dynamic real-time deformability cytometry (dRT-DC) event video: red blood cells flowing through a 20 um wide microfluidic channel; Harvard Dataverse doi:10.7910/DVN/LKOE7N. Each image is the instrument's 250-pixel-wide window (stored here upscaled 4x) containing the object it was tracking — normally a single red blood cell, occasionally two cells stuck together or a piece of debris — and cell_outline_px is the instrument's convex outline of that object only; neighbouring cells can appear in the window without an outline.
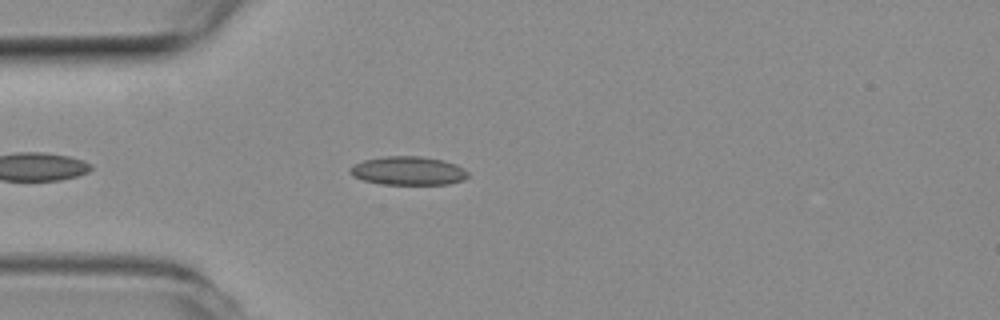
{"species": "common noctule bat (a hibernating species)", "species_latin": "Nyctalus noctula", "temperature_condition": "room temperature", "stored_images_in_passage": 27, "camera_frame_rate_fps": 3000, "um_per_image_px": 0.085, "animal": {"sex": "female", "body_mass_g": 19.3, "forearm_length_mm": 54.1}, "frame": {"image": 1, "passage_image": 4, "time_ms": 1.0, "image_size_px": [1000, 320], "cell_outline_px": [[468, 176], [464, 180], [448, 184], [384, 184], [364, 180], [352, 176], [348, 172], [348, 168], [364, 160], [384, 156], [420, 156], [444, 160], [456, 164], [464, 168], [468, 172]], "centroid_in_image_um": [34.71, 14.51], "position_along_channel_um": 50.3, "area_um2": 19.71}}
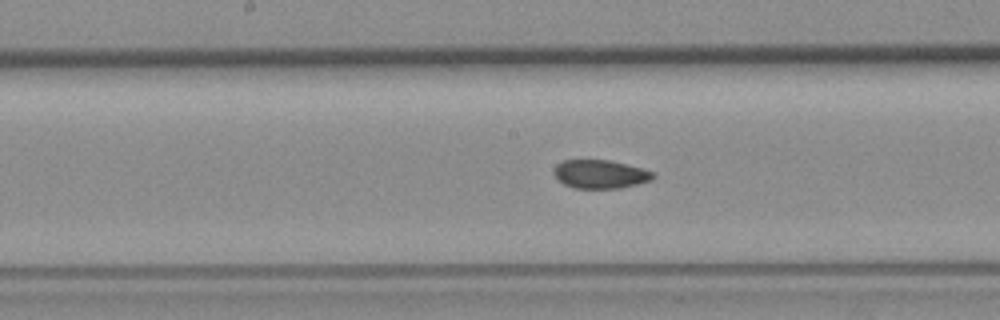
{"frame": {"image": 2, "passage_image": 13, "time_ms": 4.0, "image_size_px": [1000, 320], "cell_outline_px": [[656, 176], [652, 180], [620, 188], [572, 188], [564, 184], [552, 172], [556, 164], [564, 160], [608, 160], [640, 168], [652, 172]], "centroid_in_image_um": [50.99, 14.81], "position_along_channel_um": 197.2, "area_um2": 16.3}}
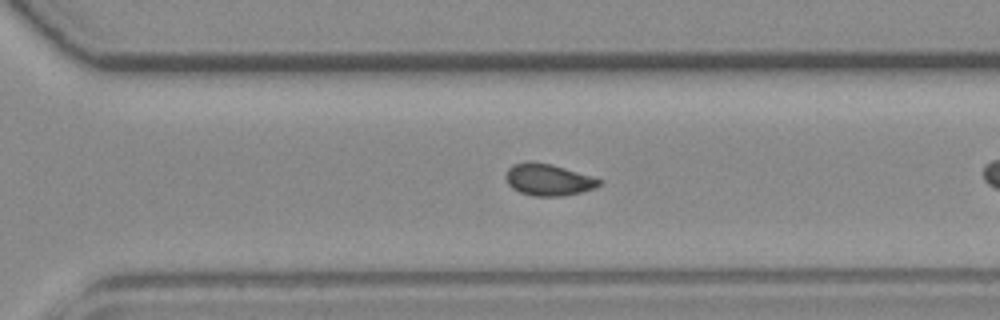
{"frame": {"image": 3, "passage_image": 23, "time_ms": 7.333, "image_size_px": [1000, 320], "cell_outline_px": [[600, 184], [596, 188], [564, 196], [532, 196], [520, 192], [512, 188], [508, 184], [504, 176], [508, 168], [512, 164], [528, 160], [552, 164], [600, 180]], "centroid_in_image_um": [46.52, 15.27], "position_along_channel_um": 324.1, "area_um2": 17.22}}